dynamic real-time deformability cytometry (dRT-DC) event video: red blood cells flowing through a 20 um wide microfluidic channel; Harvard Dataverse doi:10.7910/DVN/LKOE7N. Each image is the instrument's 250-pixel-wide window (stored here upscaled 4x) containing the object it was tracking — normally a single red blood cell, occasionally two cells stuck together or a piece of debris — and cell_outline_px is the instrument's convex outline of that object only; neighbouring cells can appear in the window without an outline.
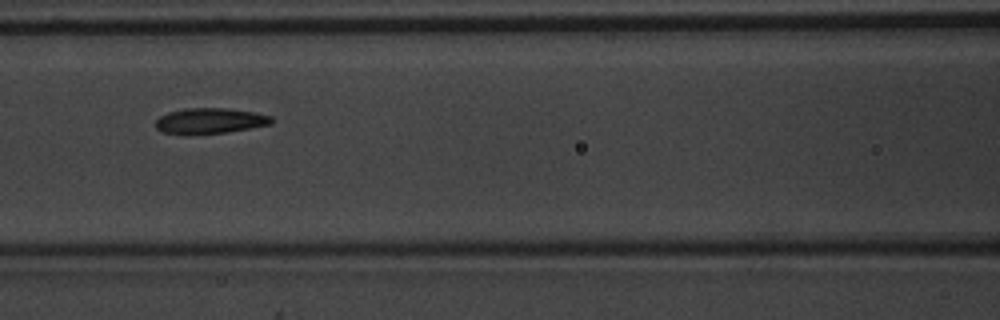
{"species": "common noctule bat (a hibernating species)", "species_latin": "Nyctalus noctula", "temperature_condition": "warm", "stored_images_in_passage": 7, "camera_frame_rate_fps": 3000, "um_per_image_px": 0.085, "animal": {"sex": "male", "body_mass_g": 20.1, "forearm_length_mm": 53.5}, "frame": {"image": 1, "passage_image": 7, "time_ms": 2.0, "image_size_px": [1000, 320], "cell_outline_px": [[272, 124], [228, 132], [160, 132], [156, 128], [156, 120], [160, 116], [168, 112], [184, 108], [228, 108], [256, 112], [272, 116]], "centroid_in_image_um": [17.9, 10.23], "position_along_channel_um": 148.7, "area_um2": 16.82}}